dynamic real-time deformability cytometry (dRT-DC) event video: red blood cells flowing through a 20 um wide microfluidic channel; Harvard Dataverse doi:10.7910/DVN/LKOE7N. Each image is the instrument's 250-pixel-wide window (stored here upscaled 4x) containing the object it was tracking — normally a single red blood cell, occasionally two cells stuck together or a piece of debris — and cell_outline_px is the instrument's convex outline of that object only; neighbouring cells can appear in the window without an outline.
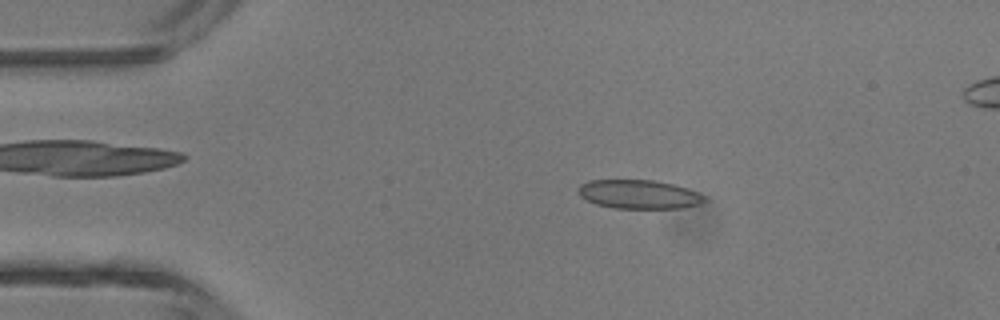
{"species": "common noctule bat (a hibernating species)", "species_latin": "Nyctalus noctula", "temperature_condition": "room temperature", "stored_images_in_passage": 4, "camera_frame_rate_fps": 3000, "um_per_image_px": 0.085, "animal": {"sex": "male", "body_mass_g": 13.3}, "frame": {"image": 1, "passage_image": 2, "time_ms": 0.333, "image_size_px": [1000, 320], "cell_outline_px": [[708, 200], [684, 208], [612, 208], [596, 204], [580, 196], [576, 192], [576, 188], [580, 184], [588, 180], [652, 180], [672, 184], [688, 188], [704, 196]], "centroid_in_image_um": [54.25, 16.51], "position_along_channel_um": 30.7, "area_um2": 21.27}}